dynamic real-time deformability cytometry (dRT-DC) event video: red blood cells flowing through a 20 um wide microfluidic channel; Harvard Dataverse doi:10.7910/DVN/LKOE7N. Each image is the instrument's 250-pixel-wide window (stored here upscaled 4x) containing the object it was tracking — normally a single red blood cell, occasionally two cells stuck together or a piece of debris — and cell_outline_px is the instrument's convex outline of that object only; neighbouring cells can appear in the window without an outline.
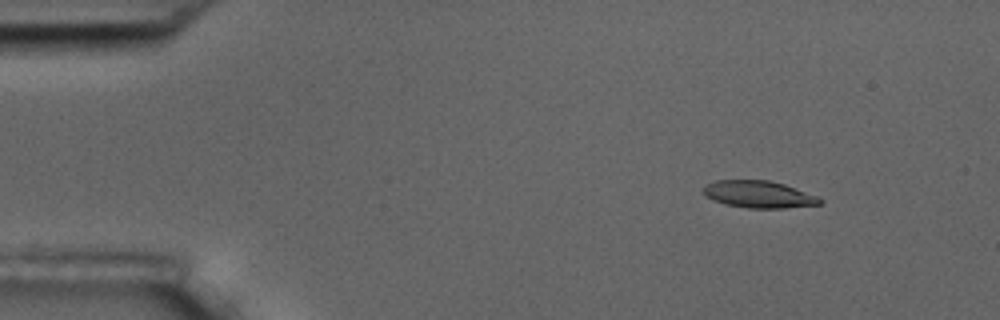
{"species": "common noctule bat (a hibernating species)", "species_latin": "Nyctalus noctula", "temperature_condition": "room temperature", "stored_images_in_passage": 5, "camera_frame_rate_fps": 3000, "um_per_image_px": 0.085, "animal": {"sex": "male", "body_mass_g": 17.5, "forearm_length_mm": 52.3}, "frame": {"image": 1, "passage_image": 2, "time_ms": 1.333, "image_size_px": [1000, 320], "cell_outline_px": [[824, 200], [820, 204], [784, 208], [748, 208], [724, 204], [712, 200], [704, 192], [704, 184], [716, 180], [768, 180], [784, 184], [816, 196]], "centroid_in_image_um": [64.47, 16.52], "position_along_channel_um": 20.5, "area_um2": 18.26}}